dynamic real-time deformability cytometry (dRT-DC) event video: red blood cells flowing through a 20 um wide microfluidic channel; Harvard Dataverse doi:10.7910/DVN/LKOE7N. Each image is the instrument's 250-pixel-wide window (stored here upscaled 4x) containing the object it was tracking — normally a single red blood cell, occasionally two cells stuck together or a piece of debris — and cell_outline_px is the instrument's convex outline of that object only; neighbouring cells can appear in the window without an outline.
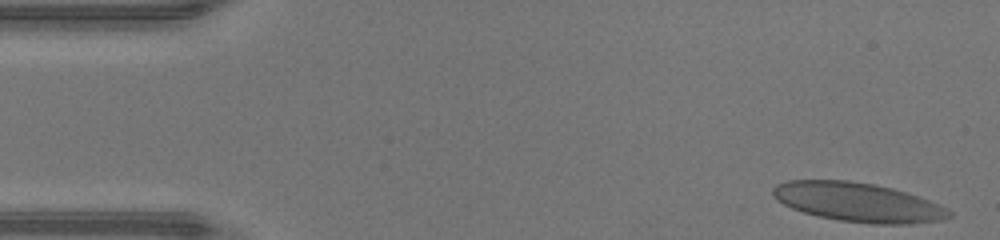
{"species": "human", "species_latin": "Homo sapiens", "temperature_condition": "warm", "stored_images_in_passage": 46, "camera_frame_rate_fps": 3000, "um_per_image_px": 0.085, "donor": {"sex": "male"}, "frame": {"image": 1, "passage_image": 1, "time_ms": 0.0, "image_size_px": [1000, 240], "cell_outline_px": [[952, 216], [940, 220], [908, 224], [872, 224], [840, 220], [820, 216], [804, 212], [792, 208], [776, 200], [772, 196], [772, 188], [776, 184], [788, 180], [848, 180], [872, 184], [892, 188], [928, 200], [952, 212]], "centroid_in_image_um": [72.87, 17.18], "position_along_channel_um": 12.1, "area_um2": 39.77}}
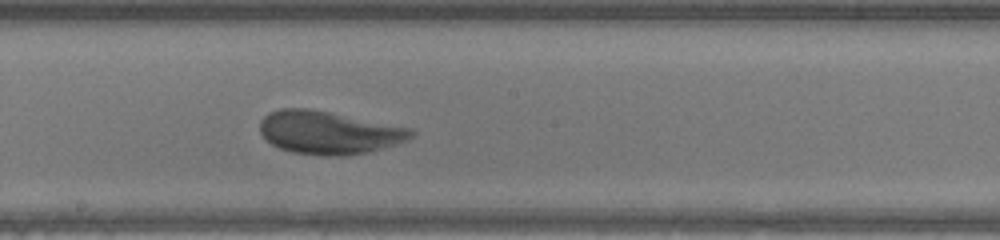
{"frame": {"image": 2, "passage_image": 24, "time_ms": 7.667, "image_size_px": [1000, 240], "cell_outline_px": [[416, 132], [408, 140], [368, 152], [340, 156], [320, 156], [292, 152], [280, 148], [272, 144], [260, 132], [260, 120], [268, 112], [280, 108], [308, 108], [412, 128]], "centroid_in_image_um": [27.93, 11.26], "position_along_channel_um": 220.3, "area_um2": 37.8}}
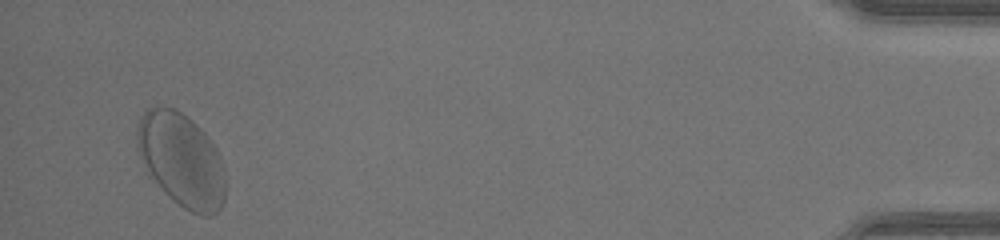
{"frame": {"image": 3, "passage_image": 44, "time_ms": 14.333, "image_size_px": [1000, 240], "cell_outline_px": [[224, 200], [220, 208], [216, 212], [208, 216], [204, 216], [192, 212], [184, 208], [168, 196], [148, 176], [136, 144], [136, 132], [140, 120], [144, 112], [148, 108], [156, 104], [172, 108], [180, 112], [192, 120], [204, 132], [216, 148], [220, 156], [224, 168]], "centroid_in_image_um": [15.4, 13.58], "position_along_channel_um": 419.8, "area_um2": 48.26}, "authors_computed_cell_mechanics": {"area_um2": 38.4948, "velocity_mm_per_s": 4.2939, "shape_relaxation_time_tau1_ms": 3.2748, "shape_relaxation_time_tau2_ms": null, "deformation_change_tau1": 0.1508, "deformation_change_tau2": null}}